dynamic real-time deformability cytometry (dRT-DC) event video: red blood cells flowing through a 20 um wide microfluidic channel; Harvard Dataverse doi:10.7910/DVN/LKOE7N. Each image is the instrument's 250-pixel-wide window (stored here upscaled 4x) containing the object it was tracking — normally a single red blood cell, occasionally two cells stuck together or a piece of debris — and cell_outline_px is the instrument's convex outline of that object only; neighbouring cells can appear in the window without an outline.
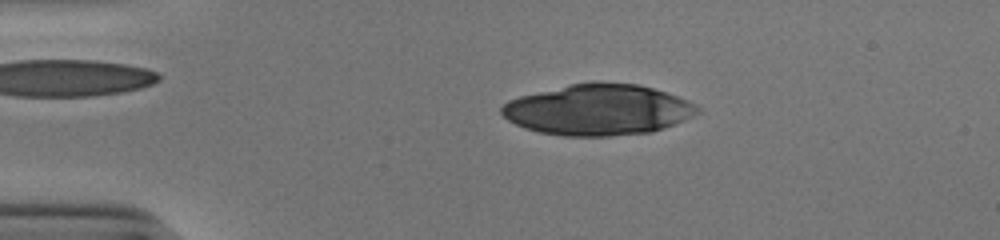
{"species": "human", "species_latin": "Homo sapiens", "temperature_condition": "cold", "stored_images_in_passage": 15, "camera_frame_rate_fps": 3000, "um_per_image_px": 0.085, "donor": {"sex": "male"}, "frame": {"image": 1, "passage_image": 6, "time_ms": 1.667, "image_size_px": [1000, 240], "cell_outline_px": [[700, 112], [692, 116], [664, 128], [652, 132], [608, 136], [564, 136], [540, 132], [524, 128], [508, 120], [500, 112], [500, 108], [508, 100], [520, 96], [568, 84], [592, 80], [596, 80], [636, 84], [652, 88], [688, 100], [696, 104], [700, 108]], "centroid_in_image_um": [50.82, 9.31], "position_along_channel_um": 34.2, "area_um2": 58.38}}